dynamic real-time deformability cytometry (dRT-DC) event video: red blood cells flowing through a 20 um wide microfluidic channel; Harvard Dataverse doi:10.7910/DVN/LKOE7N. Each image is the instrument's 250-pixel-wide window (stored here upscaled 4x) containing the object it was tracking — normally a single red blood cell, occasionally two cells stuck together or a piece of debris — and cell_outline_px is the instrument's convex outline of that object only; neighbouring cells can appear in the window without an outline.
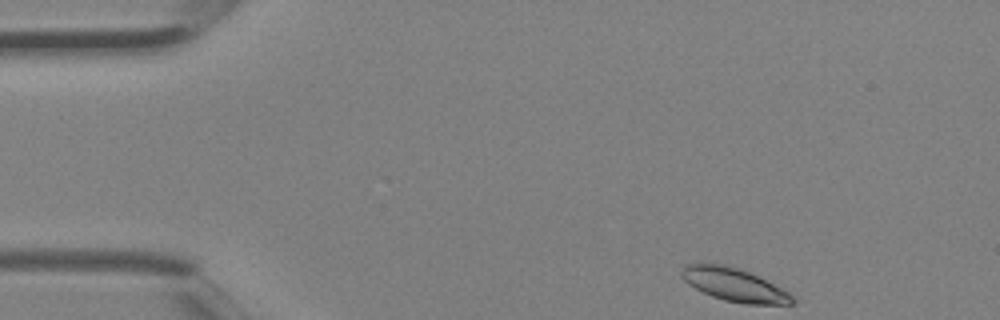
{"species": "Egyptian fruit bat (a non-hibernating species)", "species_latin": "Rousettus aegyptiacus", "temperature_condition": "room temperature", "stored_images_in_passage": 4, "camera_frame_rate_fps": 3000, "um_per_image_px": 0.085, "animal": {"sex": "female"}, "frame": {"image": 1, "passage_image": 1, "time_ms": 0.0, "image_size_px": [1000, 320], "cell_outline_px": [[796, 300], [792, 304], [744, 304], [724, 300], [712, 296], [688, 284], [680, 276], [680, 272], [684, 264], [700, 260], [728, 264], [748, 272], [788, 292]], "centroid_in_image_um": [62.29, 24.15], "position_along_channel_um": 22.7, "area_um2": 21.73}}
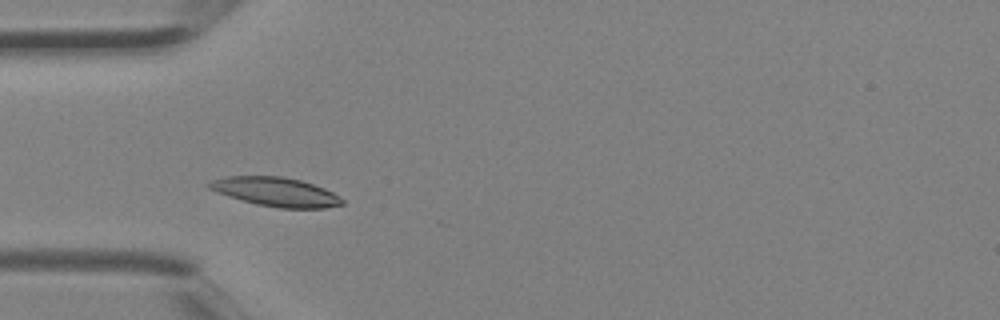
{"frame": {"image": 2, "passage_image": 3, "time_ms": 0.667, "image_size_px": [1000, 320], "cell_outline_px": [[344, 204], [324, 208], [280, 208], [256, 204], [228, 196], [208, 188], [208, 184], [212, 180], [228, 176], [280, 176], [300, 180], [324, 188], [332, 192], [344, 200]], "centroid_in_image_um": [23.45, 16.31], "position_along_channel_um": 61.5, "area_um2": 22.25}}
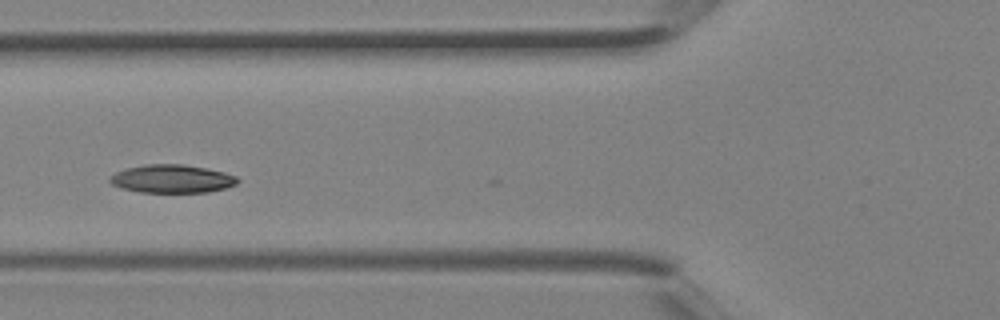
{"frame": {"image": 3, "passage_image": 4, "time_ms": 1.0, "image_size_px": [1000, 320], "cell_outline_px": [[240, 180], [236, 184], [224, 188], [208, 192], [140, 192], [120, 188], [112, 184], [108, 180], [116, 172], [128, 168], [144, 164], [184, 164], [224, 172], [236, 176]], "centroid_in_image_um": [14.61, 15.2], "position_along_channel_um": 111.2, "area_um2": 20.87}}